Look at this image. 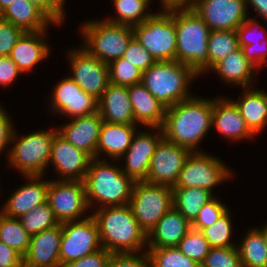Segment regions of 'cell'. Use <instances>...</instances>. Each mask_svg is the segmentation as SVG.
I'll use <instances>...</instances> for the list:
<instances>
[{
  "mask_svg": "<svg viewBox=\"0 0 267 267\" xmlns=\"http://www.w3.org/2000/svg\"><path fill=\"white\" fill-rule=\"evenodd\" d=\"M213 100L199 97L180 101L166 108L161 127L163 138L195 152L212 127Z\"/></svg>",
  "mask_w": 267,
  "mask_h": 267,
  "instance_id": "cell-1",
  "label": "cell"
},
{
  "mask_svg": "<svg viewBox=\"0 0 267 267\" xmlns=\"http://www.w3.org/2000/svg\"><path fill=\"white\" fill-rule=\"evenodd\" d=\"M91 216L97 223L101 246L110 253H140L147 246V235L129 204L99 207Z\"/></svg>",
  "mask_w": 267,
  "mask_h": 267,
  "instance_id": "cell-2",
  "label": "cell"
},
{
  "mask_svg": "<svg viewBox=\"0 0 267 267\" xmlns=\"http://www.w3.org/2000/svg\"><path fill=\"white\" fill-rule=\"evenodd\" d=\"M89 209L92 203L105 206H123L130 202L135 181L104 159L92 158L84 179Z\"/></svg>",
  "mask_w": 267,
  "mask_h": 267,
  "instance_id": "cell-3",
  "label": "cell"
},
{
  "mask_svg": "<svg viewBox=\"0 0 267 267\" xmlns=\"http://www.w3.org/2000/svg\"><path fill=\"white\" fill-rule=\"evenodd\" d=\"M176 60L191 67L198 75L208 70L210 28L191 8L174 9Z\"/></svg>",
  "mask_w": 267,
  "mask_h": 267,
  "instance_id": "cell-4",
  "label": "cell"
},
{
  "mask_svg": "<svg viewBox=\"0 0 267 267\" xmlns=\"http://www.w3.org/2000/svg\"><path fill=\"white\" fill-rule=\"evenodd\" d=\"M199 76L191 67L177 60L156 61L142 72V83L166 108L193 96L189 82Z\"/></svg>",
  "mask_w": 267,
  "mask_h": 267,
  "instance_id": "cell-5",
  "label": "cell"
},
{
  "mask_svg": "<svg viewBox=\"0 0 267 267\" xmlns=\"http://www.w3.org/2000/svg\"><path fill=\"white\" fill-rule=\"evenodd\" d=\"M81 32L84 36L83 47L106 64L123 57L134 37L132 26L113 24L106 20L86 22Z\"/></svg>",
  "mask_w": 267,
  "mask_h": 267,
  "instance_id": "cell-6",
  "label": "cell"
},
{
  "mask_svg": "<svg viewBox=\"0 0 267 267\" xmlns=\"http://www.w3.org/2000/svg\"><path fill=\"white\" fill-rule=\"evenodd\" d=\"M14 130L9 149L8 161L24 176L43 175L50 163L51 146L54 136L58 133L54 130H41L17 137ZM17 138H19L17 140Z\"/></svg>",
  "mask_w": 267,
  "mask_h": 267,
  "instance_id": "cell-7",
  "label": "cell"
},
{
  "mask_svg": "<svg viewBox=\"0 0 267 267\" xmlns=\"http://www.w3.org/2000/svg\"><path fill=\"white\" fill-rule=\"evenodd\" d=\"M162 11L133 26V34L156 61L176 60L174 9Z\"/></svg>",
  "mask_w": 267,
  "mask_h": 267,
  "instance_id": "cell-8",
  "label": "cell"
},
{
  "mask_svg": "<svg viewBox=\"0 0 267 267\" xmlns=\"http://www.w3.org/2000/svg\"><path fill=\"white\" fill-rule=\"evenodd\" d=\"M129 205L140 228L148 235L157 222L173 207V188L137 181Z\"/></svg>",
  "mask_w": 267,
  "mask_h": 267,
  "instance_id": "cell-9",
  "label": "cell"
},
{
  "mask_svg": "<svg viewBox=\"0 0 267 267\" xmlns=\"http://www.w3.org/2000/svg\"><path fill=\"white\" fill-rule=\"evenodd\" d=\"M233 173L219 158L199 151L187 157L173 188L199 187L213 194V187L226 181Z\"/></svg>",
  "mask_w": 267,
  "mask_h": 267,
  "instance_id": "cell-10",
  "label": "cell"
},
{
  "mask_svg": "<svg viewBox=\"0 0 267 267\" xmlns=\"http://www.w3.org/2000/svg\"><path fill=\"white\" fill-rule=\"evenodd\" d=\"M61 225L62 239L59 252L61 266L102 248L98 226L91 215L79 221L63 222Z\"/></svg>",
  "mask_w": 267,
  "mask_h": 267,
  "instance_id": "cell-11",
  "label": "cell"
},
{
  "mask_svg": "<svg viewBox=\"0 0 267 267\" xmlns=\"http://www.w3.org/2000/svg\"><path fill=\"white\" fill-rule=\"evenodd\" d=\"M46 201L59 223L79 221L89 209L84 181L49 180Z\"/></svg>",
  "mask_w": 267,
  "mask_h": 267,
  "instance_id": "cell-12",
  "label": "cell"
},
{
  "mask_svg": "<svg viewBox=\"0 0 267 267\" xmlns=\"http://www.w3.org/2000/svg\"><path fill=\"white\" fill-rule=\"evenodd\" d=\"M70 51L68 58L73 73L70 78L98 100L110 84L108 64L92 56L84 47Z\"/></svg>",
  "mask_w": 267,
  "mask_h": 267,
  "instance_id": "cell-13",
  "label": "cell"
},
{
  "mask_svg": "<svg viewBox=\"0 0 267 267\" xmlns=\"http://www.w3.org/2000/svg\"><path fill=\"white\" fill-rule=\"evenodd\" d=\"M191 151L164 138L156 146L146 182L174 187Z\"/></svg>",
  "mask_w": 267,
  "mask_h": 267,
  "instance_id": "cell-14",
  "label": "cell"
},
{
  "mask_svg": "<svg viewBox=\"0 0 267 267\" xmlns=\"http://www.w3.org/2000/svg\"><path fill=\"white\" fill-rule=\"evenodd\" d=\"M191 9L211 31L236 30L248 17L246 0H195Z\"/></svg>",
  "mask_w": 267,
  "mask_h": 267,
  "instance_id": "cell-15",
  "label": "cell"
},
{
  "mask_svg": "<svg viewBox=\"0 0 267 267\" xmlns=\"http://www.w3.org/2000/svg\"><path fill=\"white\" fill-rule=\"evenodd\" d=\"M150 129H158L157 134L145 132H137L134 134L131 145L123 155L125 157V167L122 171L131 177L135 182L146 181L150 161L156 146L163 139V132L160 127H150Z\"/></svg>",
  "mask_w": 267,
  "mask_h": 267,
  "instance_id": "cell-16",
  "label": "cell"
},
{
  "mask_svg": "<svg viewBox=\"0 0 267 267\" xmlns=\"http://www.w3.org/2000/svg\"><path fill=\"white\" fill-rule=\"evenodd\" d=\"M91 157L57 133L52 142L49 162L59 172L58 180L84 181ZM66 176V177H65Z\"/></svg>",
  "mask_w": 267,
  "mask_h": 267,
  "instance_id": "cell-17",
  "label": "cell"
},
{
  "mask_svg": "<svg viewBox=\"0 0 267 267\" xmlns=\"http://www.w3.org/2000/svg\"><path fill=\"white\" fill-rule=\"evenodd\" d=\"M53 92L50 105L55 113L75 118L98 111L97 99L84 92L70 77L62 79Z\"/></svg>",
  "mask_w": 267,
  "mask_h": 267,
  "instance_id": "cell-18",
  "label": "cell"
},
{
  "mask_svg": "<svg viewBox=\"0 0 267 267\" xmlns=\"http://www.w3.org/2000/svg\"><path fill=\"white\" fill-rule=\"evenodd\" d=\"M61 239V223L31 236L28 251L23 256L24 267H61L59 259Z\"/></svg>",
  "mask_w": 267,
  "mask_h": 267,
  "instance_id": "cell-19",
  "label": "cell"
},
{
  "mask_svg": "<svg viewBox=\"0 0 267 267\" xmlns=\"http://www.w3.org/2000/svg\"><path fill=\"white\" fill-rule=\"evenodd\" d=\"M102 123L103 119L97 111L73 118L69 124L58 128L57 132L77 149L87 153L91 158H96V146Z\"/></svg>",
  "mask_w": 267,
  "mask_h": 267,
  "instance_id": "cell-20",
  "label": "cell"
},
{
  "mask_svg": "<svg viewBox=\"0 0 267 267\" xmlns=\"http://www.w3.org/2000/svg\"><path fill=\"white\" fill-rule=\"evenodd\" d=\"M28 182L20 186L7 200L1 212L11 218H20L23 214L43 204L47 200L48 180H40V175L25 176ZM32 181V182H31Z\"/></svg>",
  "mask_w": 267,
  "mask_h": 267,
  "instance_id": "cell-21",
  "label": "cell"
},
{
  "mask_svg": "<svg viewBox=\"0 0 267 267\" xmlns=\"http://www.w3.org/2000/svg\"><path fill=\"white\" fill-rule=\"evenodd\" d=\"M212 126L230 140L254 138L235 103L223 97L213 100Z\"/></svg>",
  "mask_w": 267,
  "mask_h": 267,
  "instance_id": "cell-22",
  "label": "cell"
},
{
  "mask_svg": "<svg viewBox=\"0 0 267 267\" xmlns=\"http://www.w3.org/2000/svg\"><path fill=\"white\" fill-rule=\"evenodd\" d=\"M98 101V112L103 121L136 124L128 87L109 84Z\"/></svg>",
  "mask_w": 267,
  "mask_h": 267,
  "instance_id": "cell-23",
  "label": "cell"
},
{
  "mask_svg": "<svg viewBox=\"0 0 267 267\" xmlns=\"http://www.w3.org/2000/svg\"><path fill=\"white\" fill-rule=\"evenodd\" d=\"M192 228L191 223L172 207L147 235L149 248L177 247Z\"/></svg>",
  "mask_w": 267,
  "mask_h": 267,
  "instance_id": "cell-24",
  "label": "cell"
},
{
  "mask_svg": "<svg viewBox=\"0 0 267 267\" xmlns=\"http://www.w3.org/2000/svg\"><path fill=\"white\" fill-rule=\"evenodd\" d=\"M129 99L136 124L147 127H162L166 107L143 85V83L128 86Z\"/></svg>",
  "mask_w": 267,
  "mask_h": 267,
  "instance_id": "cell-25",
  "label": "cell"
},
{
  "mask_svg": "<svg viewBox=\"0 0 267 267\" xmlns=\"http://www.w3.org/2000/svg\"><path fill=\"white\" fill-rule=\"evenodd\" d=\"M46 31L24 32L11 50L9 56L22 74L32 70L50 53V48L43 39Z\"/></svg>",
  "mask_w": 267,
  "mask_h": 267,
  "instance_id": "cell-26",
  "label": "cell"
},
{
  "mask_svg": "<svg viewBox=\"0 0 267 267\" xmlns=\"http://www.w3.org/2000/svg\"><path fill=\"white\" fill-rule=\"evenodd\" d=\"M137 124H119L103 121L96 146V159H100L101 152L115 161L122 156L131 145L132 138L136 133ZM99 155V156H98Z\"/></svg>",
  "mask_w": 267,
  "mask_h": 267,
  "instance_id": "cell-27",
  "label": "cell"
},
{
  "mask_svg": "<svg viewBox=\"0 0 267 267\" xmlns=\"http://www.w3.org/2000/svg\"><path fill=\"white\" fill-rule=\"evenodd\" d=\"M243 97L233 101L238 107L246 125L256 136L267 124V92L253 90L252 86L244 89Z\"/></svg>",
  "mask_w": 267,
  "mask_h": 267,
  "instance_id": "cell-28",
  "label": "cell"
},
{
  "mask_svg": "<svg viewBox=\"0 0 267 267\" xmlns=\"http://www.w3.org/2000/svg\"><path fill=\"white\" fill-rule=\"evenodd\" d=\"M3 20L20 27L24 32L46 30L53 23L39 8L28 0H15L0 14Z\"/></svg>",
  "mask_w": 267,
  "mask_h": 267,
  "instance_id": "cell-29",
  "label": "cell"
},
{
  "mask_svg": "<svg viewBox=\"0 0 267 267\" xmlns=\"http://www.w3.org/2000/svg\"><path fill=\"white\" fill-rule=\"evenodd\" d=\"M254 69L257 68L246 59L240 47L219 61L211 70L216 72L222 80L229 84L233 83V85L249 88L254 80L252 78L255 74Z\"/></svg>",
  "mask_w": 267,
  "mask_h": 267,
  "instance_id": "cell-30",
  "label": "cell"
},
{
  "mask_svg": "<svg viewBox=\"0 0 267 267\" xmlns=\"http://www.w3.org/2000/svg\"><path fill=\"white\" fill-rule=\"evenodd\" d=\"M213 197L208 190L199 187L173 188V207L192 223L202 207Z\"/></svg>",
  "mask_w": 267,
  "mask_h": 267,
  "instance_id": "cell-31",
  "label": "cell"
},
{
  "mask_svg": "<svg viewBox=\"0 0 267 267\" xmlns=\"http://www.w3.org/2000/svg\"><path fill=\"white\" fill-rule=\"evenodd\" d=\"M237 247L243 267H267V245L259 228L249 229Z\"/></svg>",
  "mask_w": 267,
  "mask_h": 267,
  "instance_id": "cell-32",
  "label": "cell"
},
{
  "mask_svg": "<svg viewBox=\"0 0 267 267\" xmlns=\"http://www.w3.org/2000/svg\"><path fill=\"white\" fill-rule=\"evenodd\" d=\"M240 48L236 30L210 31L208 38V70Z\"/></svg>",
  "mask_w": 267,
  "mask_h": 267,
  "instance_id": "cell-33",
  "label": "cell"
},
{
  "mask_svg": "<svg viewBox=\"0 0 267 267\" xmlns=\"http://www.w3.org/2000/svg\"><path fill=\"white\" fill-rule=\"evenodd\" d=\"M30 237L19 218H11L0 212V241L24 256L29 248Z\"/></svg>",
  "mask_w": 267,
  "mask_h": 267,
  "instance_id": "cell-34",
  "label": "cell"
},
{
  "mask_svg": "<svg viewBox=\"0 0 267 267\" xmlns=\"http://www.w3.org/2000/svg\"><path fill=\"white\" fill-rule=\"evenodd\" d=\"M117 18L107 19L106 21L113 24H121L135 26L153 13H146V9L150 6V0H113Z\"/></svg>",
  "mask_w": 267,
  "mask_h": 267,
  "instance_id": "cell-35",
  "label": "cell"
},
{
  "mask_svg": "<svg viewBox=\"0 0 267 267\" xmlns=\"http://www.w3.org/2000/svg\"><path fill=\"white\" fill-rule=\"evenodd\" d=\"M19 219L30 236L60 224L47 201L23 214Z\"/></svg>",
  "mask_w": 267,
  "mask_h": 267,
  "instance_id": "cell-36",
  "label": "cell"
},
{
  "mask_svg": "<svg viewBox=\"0 0 267 267\" xmlns=\"http://www.w3.org/2000/svg\"><path fill=\"white\" fill-rule=\"evenodd\" d=\"M150 267H200L177 247L148 248Z\"/></svg>",
  "mask_w": 267,
  "mask_h": 267,
  "instance_id": "cell-37",
  "label": "cell"
},
{
  "mask_svg": "<svg viewBox=\"0 0 267 267\" xmlns=\"http://www.w3.org/2000/svg\"><path fill=\"white\" fill-rule=\"evenodd\" d=\"M230 213V210H227L212 226L200 231L211 248L237 246L230 241L232 235Z\"/></svg>",
  "mask_w": 267,
  "mask_h": 267,
  "instance_id": "cell-38",
  "label": "cell"
},
{
  "mask_svg": "<svg viewBox=\"0 0 267 267\" xmlns=\"http://www.w3.org/2000/svg\"><path fill=\"white\" fill-rule=\"evenodd\" d=\"M110 84L131 86L142 82V71L123 57L108 64Z\"/></svg>",
  "mask_w": 267,
  "mask_h": 267,
  "instance_id": "cell-39",
  "label": "cell"
},
{
  "mask_svg": "<svg viewBox=\"0 0 267 267\" xmlns=\"http://www.w3.org/2000/svg\"><path fill=\"white\" fill-rule=\"evenodd\" d=\"M177 248L185 256L201 265L211 247L200 231L191 228L180 240Z\"/></svg>",
  "mask_w": 267,
  "mask_h": 267,
  "instance_id": "cell-40",
  "label": "cell"
},
{
  "mask_svg": "<svg viewBox=\"0 0 267 267\" xmlns=\"http://www.w3.org/2000/svg\"><path fill=\"white\" fill-rule=\"evenodd\" d=\"M200 267H243L236 246L210 248Z\"/></svg>",
  "mask_w": 267,
  "mask_h": 267,
  "instance_id": "cell-41",
  "label": "cell"
},
{
  "mask_svg": "<svg viewBox=\"0 0 267 267\" xmlns=\"http://www.w3.org/2000/svg\"><path fill=\"white\" fill-rule=\"evenodd\" d=\"M228 210L215 196L199 211L196 219L191 223L192 229L201 231L212 226Z\"/></svg>",
  "mask_w": 267,
  "mask_h": 267,
  "instance_id": "cell-42",
  "label": "cell"
},
{
  "mask_svg": "<svg viewBox=\"0 0 267 267\" xmlns=\"http://www.w3.org/2000/svg\"><path fill=\"white\" fill-rule=\"evenodd\" d=\"M123 58L142 72L151 67L156 60L153 56L133 37L123 54Z\"/></svg>",
  "mask_w": 267,
  "mask_h": 267,
  "instance_id": "cell-43",
  "label": "cell"
},
{
  "mask_svg": "<svg viewBox=\"0 0 267 267\" xmlns=\"http://www.w3.org/2000/svg\"><path fill=\"white\" fill-rule=\"evenodd\" d=\"M24 31L0 17V57L9 56Z\"/></svg>",
  "mask_w": 267,
  "mask_h": 267,
  "instance_id": "cell-44",
  "label": "cell"
},
{
  "mask_svg": "<svg viewBox=\"0 0 267 267\" xmlns=\"http://www.w3.org/2000/svg\"><path fill=\"white\" fill-rule=\"evenodd\" d=\"M260 26V27H259ZM260 29L259 31L261 37L259 38V34H257L258 36V39L259 40H256V39H253V33L256 34L259 33L258 32V28ZM257 29V30H256ZM266 29L260 25L257 21V18H249L247 17V19L236 29V32H237V36H238V41H239V46L242 48L243 46H248V45H251V44H259L261 40H266L267 38V33L265 31ZM256 31V32H254ZM265 32V33H264ZM263 34H266L265 36ZM254 38H255V35H254Z\"/></svg>",
  "mask_w": 267,
  "mask_h": 267,
  "instance_id": "cell-45",
  "label": "cell"
},
{
  "mask_svg": "<svg viewBox=\"0 0 267 267\" xmlns=\"http://www.w3.org/2000/svg\"><path fill=\"white\" fill-rule=\"evenodd\" d=\"M139 253H112L107 267H150L148 252Z\"/></svg>",
  "mask_w": 267,
  "mask_h": 267,
  "instance_id": "cell-46",
  "label": "cell"
},
{
  "mask_svg": "<svg viewBox=\"0 0 267 267\" xmlns=\"http://www.w3.org/2000/svg\"><path fill=\"white\" fill-rule=\"evenodd\" d=\"M111 254L112 253L102 247L91 254L70 261L61 267H107Z\"/></svg>",
  "mask_w": 267,
  "mask_h": 267,
  "instance_id": "cell-47",
  "label": "cell"
},
{
  "mask_svg": "<svg viewBox=\"0 0 267 267\" xmlns=\"http://www.w3.org/2000/svg\"><path fill=\"white\" fill-rule=\"evenodd\" d=\"M263 41H260L259 44H251L241 48L246 59L258 69L263 64H267V39L266 42Z\"/></svg>",
  "mask_w": 267,
  "mask_h": 267,
  "instance_id": "cell-48",
  "label": "cell"
},
{
  "mask_svg": "<svg viewBox=\"0 0 267 267\" xmlns=\"http://www.w3.org/2000/svg\"><path fill=\"white\" fill-rule=\"evenodd\" d=\"M21 73L10 56L0 57V85L9 86Z\"/></svg>",
  "mask_w": 267,
  "mask_h": 267,
  "instance_id": "cell-49",
  "label": "cell"
},
{
  "mask_svg": "<svg viewBox=\"0 0 267 267\" xmlns=\"http://www.w3.org/2000/svg\"><path fill=\"white\" fill-rule=\"evenodd\" d=\"M0 267H24L23 256L0 241Z\"/></svg>",
  "mask_w": 267,
  "mask_h": 267,
  "instance_id": "cell-50",
  "label": "cell"
},
{
  "mask_svg": "<svg viewBox=\"0 0 267 267\" xmlns=\"http://www.w3.org/2000/svg\"><path fill=\"white\" fill-rule=\"evenodd\" d=\"M13 124L9 115L0 106V154L11 143L12 135L14 132Z\"/></svg>",
  "mask_w": 267,
  "mask_h": 267,
  "instance_id": "cell-51",
  "label": "cell"
},
{
  "mask_svg": "<svg viewBox=\"0 0 267 267\" xmlns=\"http://www.w3.org/2000/svg\"><path fill=\"white\" fill-rule=\"evenodd\" d=\"M39 8L55 25H59L64 18L47 2V0H28Z\"/></svg>",
  "mask_w": 267,
  "mask_h": 267,
  "instance_id": "cell-52",
  "label": "cell"
},
{
  "mask_svg": "<svg viewBox=\"0 0 267 267\" xmlns=\"http://www.w3.org/2000/svg\"><path fill=\"white\" fill-rule=\"evenodd\" d=\"M163 10L191 8L195 0H161Z\"/></svg>",
  "mask_w": 267,
  "mask_h": 267,
  "instance_id": "cell-53",
  "label": "cell"
},
{
  "mask_svg": "<svg viewBox=\"0 0 267 267\" xmlns=\"http://www.w3.org/2000/svg\"><path fill=\"white\" fill-rule=\"evenodd\" d=\"M251 4L257 15L261 16L267 23V0H246V4Z\"/></svg>",
  "mask_w": 267,
  "mask_h": 267,
  "instance_id": "cell-54",
  "label": "cell"
},
{
  "mask_svg": "<svg viewBox=\"0 0 267 267\" xmlns=\"http://www.w3.org/2000/svg\"><path fill=\"white\" fill-rule=\"evenodd\" d=\"M47 2L64 18L65 17V10H64V3L65 0H47Z\"/></svg>",
  "mask_w": 267,
  "mask_h": 267,
  "instance_id": "cell-55",
  "label": "cell"
},
{
  "mask_svg": "<svg viewBox=\"0 0 267 267\" xmlns=\"http://www.w3.org/2000/svg\"><path fill=\"white\" fill-rule=\"evenodd\" d=\"M15 0H0V14L5 11Z\"/></svg>",
  "mask_w": 267,
  "mask_h": 267,
  "instance_id": "cell-56",
  "label": "cell"
},
{
  "mask_svg": "<svg viewBox=\"0 0 267 267\" xmlns=\"http://www.w3.org/2000/svg\"><path fill=\"white\" fill-rule=\"evenodd\" d=\"M261 230L264 233V238H265L266 245H267V225H265Z\"/></svg>",
  "mask_w": 267,
  "mask_h": 267,
  "instance_id": "cell-57",
  "label": "cell"
}]
</instances>
